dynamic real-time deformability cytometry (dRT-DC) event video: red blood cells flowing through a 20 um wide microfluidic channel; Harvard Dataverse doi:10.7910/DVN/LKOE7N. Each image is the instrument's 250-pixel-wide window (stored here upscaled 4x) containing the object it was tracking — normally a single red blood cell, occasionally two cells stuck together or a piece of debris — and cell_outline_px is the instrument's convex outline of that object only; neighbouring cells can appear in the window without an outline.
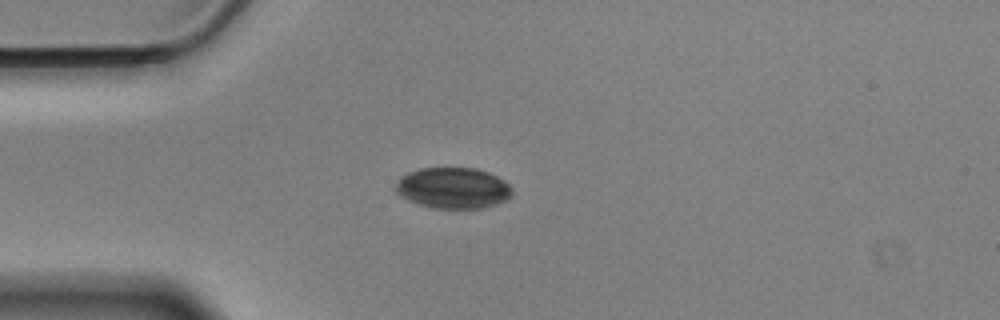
{"species": "Egyptian fruit bat (a non-hibernating species)", "species_latin": "Rousettus aegyptiacus", "temperature_condition": "cold", "stored_images_in_passage": 43, "camera_frame_rate_fps": 3000, "um_per_image_px": 0.085, "animal": {"sex": "male"}, "frame": {"image": 1, "passage_image": 1, "time_ms": 0.0, "image_size_px": [1000, 320], "cell_outline_px": [[512, 196], [496, 204], [480, 208], [432, 208], [416, 204], [400, 196], [392, 188], [400, 176], [408, 172], [420, 168], [476, 168], [488, 172], [504, 180], [512, 188]], "centroid_in_image_um": [38.46, 15.98], "position_along_channel_um": 46.5, "area_um2": 28.09}}
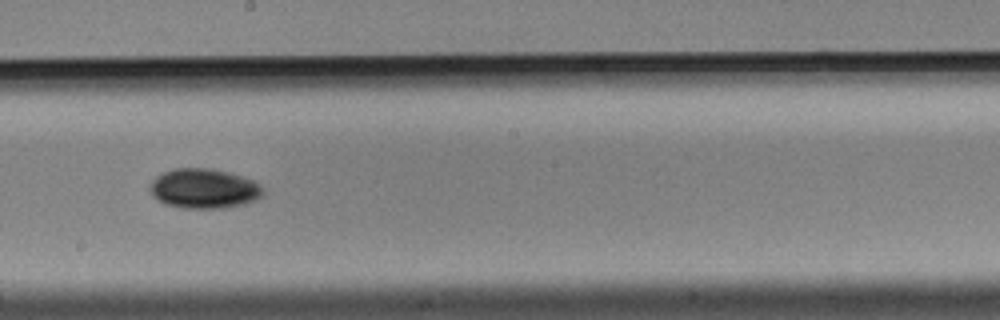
{"frame": {"image": 2, "passage_image": 18, "time_ms": 5.667, "image_size_px": [1000, 320], "cell_outline_px": [[264, 192], [260, 196], [244, 204], [224, 208], [184, 208], [168, 204], [152, 196], [152, 180], [160, 172], [172, 168], [212, 168], [244, 176], [252, 180], [264, 188]], "centroid_in_image_um": [17.34, 16.0], "position_along_channel_um": 230.9, "area_um2": 26.07}}
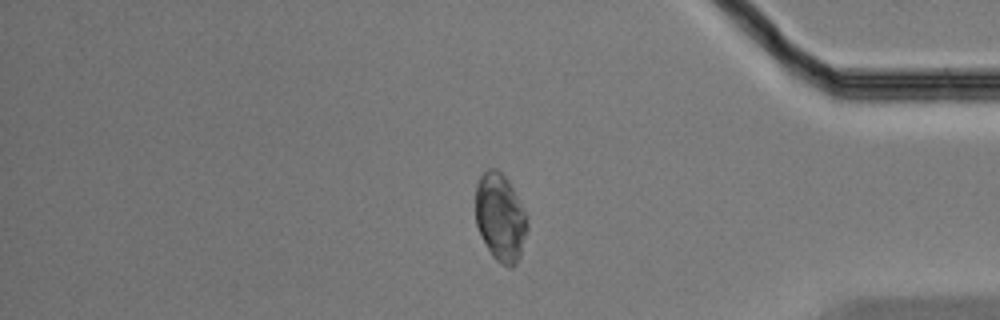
{"frame": {"image": 3, "passage_image": 34, "time_ms": 11.0, "image_size_px": [1000, 320], "cell_outline_px": [[528, 228], [520, 256], [516, 264], [512, 268], [508, 268], [500, 264], [492, 256], [476, 224], [476, 184], [480, 176], [488, 168], [496, 168], [508, 180], [528, 216]], "centroid_in_image_um": [42.55, 18.49], "position_along_channel_um": 392.7, "area_um2": 26.53}, "authors_computed_cell_mechanics": {"area_um2": 26.0678, "velocity_mm_per_s": 3.5021, "shape_relaxation_time_tau1_ms": 4.0979, "shape_relaxation_time_tau2_ms": null, "deformation_change_tau1": 0.0677, "deformation_change_tau2": null}}